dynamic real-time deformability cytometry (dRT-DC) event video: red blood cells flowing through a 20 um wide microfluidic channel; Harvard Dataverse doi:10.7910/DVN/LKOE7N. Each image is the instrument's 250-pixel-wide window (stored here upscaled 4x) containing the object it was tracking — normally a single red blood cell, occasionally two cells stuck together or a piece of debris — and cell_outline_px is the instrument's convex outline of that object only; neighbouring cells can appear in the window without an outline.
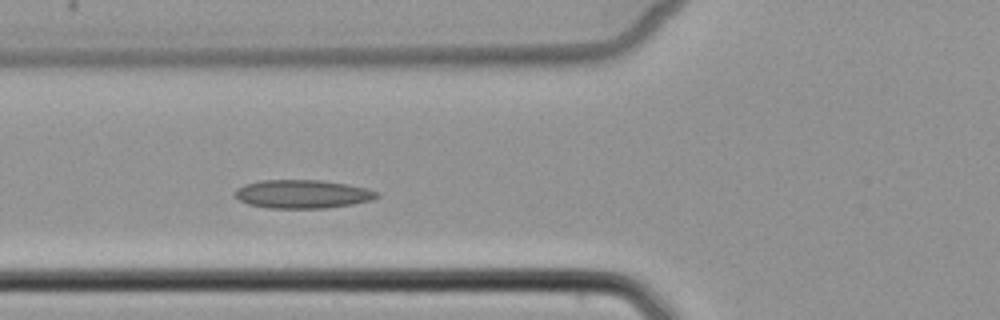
{"species": "common noctule bat (a hibernating species)", "species_latin": "Nyctalus noctula", "temperature_condition": "cold", "stored_images_in_passage": 4, "camera_frame_rate_fps": 3000, "um_per_image_px": 0.085, "animal": {"sex": "female", "body_mass_g": 22.7, "forearm_length_mm": 54.2}, "frame": {"image": 1, "passage_image": 4, "time_ms": 3.333, "image_size_px": [1000, 320], "cell_outline_px": [[380, 196], [372, 200], [352, 204], [324, 208], [268, 208], [248, 204], [240, 200], [236, 196], [236, 188], [244, 184], [260, 180], [320, 180], [348, 184], [368, 188], [380, 192]], "centroid_in_image_um": [25.75, 16.49], "position_along_channel_um": 100.1, "area_um2": 23.64}}